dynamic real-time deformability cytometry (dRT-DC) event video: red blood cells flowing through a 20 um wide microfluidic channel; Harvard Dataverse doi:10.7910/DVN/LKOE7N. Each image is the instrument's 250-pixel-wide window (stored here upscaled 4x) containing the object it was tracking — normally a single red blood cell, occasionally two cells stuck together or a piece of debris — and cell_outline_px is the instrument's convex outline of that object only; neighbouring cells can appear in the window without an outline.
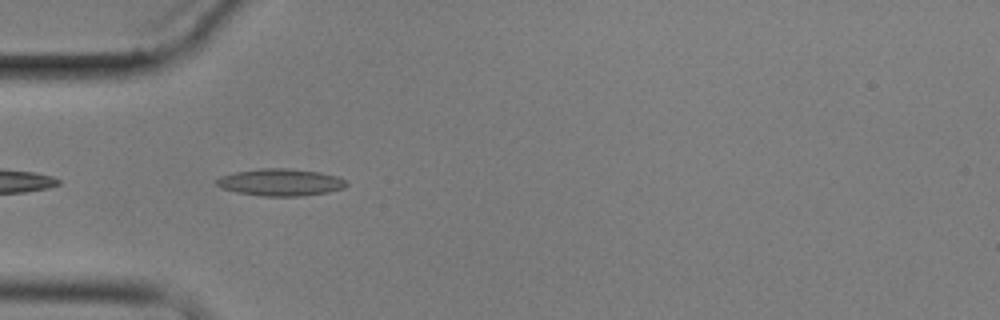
{"species": "common noctule bat (a hibernating species)", "species_latin": "Nyctalus noctula", "temperature_condition": "cold", "stored_images_in_passage": 6, "camera_frame_rate_fps": 3000, "um_per_image_px": 0.085, "animal": {"sex": "male", "body_mass_g": 17.9}, "frame": {"image": 1, "passage_image": 5, "time_ms": 5.667, "image_size_px": [1000, 320], "cell_outline_px": [[348, 184], [344, 188], [328, 192], [300, 196], [264, 196], [236, 192], [220, 188], [216, 184], [216, 180], [220, 176], [236, 172], [260, 168], [288, 168], [320, 172], [336, 176], [344, 180]], "centroid_in_image_um": [23.82, 15.49], "position_along_channel_um": 61.2, "area_um2": 20.46}}
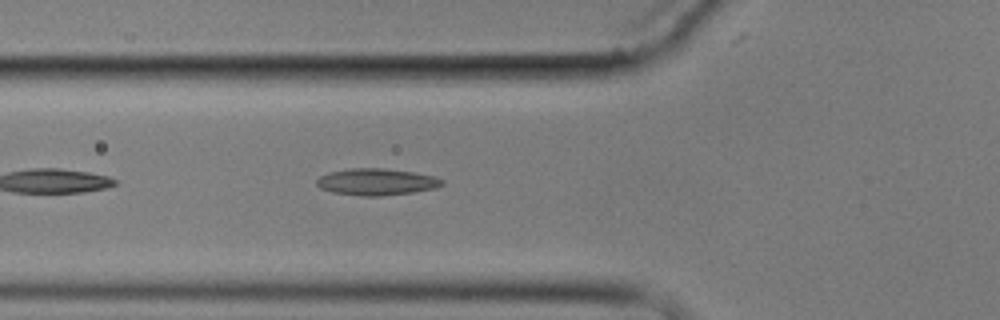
{"frame": {"image": 2, "passage_image": 6, "time_ms": 6.667, "image_size_px": [1000, 320], "cell_outline_px": [[444, 184], [436, 188], [412, 192], [380, 196], [364, 196], [332, 192], [320, 188], [316, 184], [316, 180], [320, 176], [328, 172], [348, 168], [384, 168], [416, 172], [436, 176], [444, 180]], "centroid_in_image_um": [32.02, 15.44], "position_along_channel_um": 93.8, "area_um2": 19.71}}